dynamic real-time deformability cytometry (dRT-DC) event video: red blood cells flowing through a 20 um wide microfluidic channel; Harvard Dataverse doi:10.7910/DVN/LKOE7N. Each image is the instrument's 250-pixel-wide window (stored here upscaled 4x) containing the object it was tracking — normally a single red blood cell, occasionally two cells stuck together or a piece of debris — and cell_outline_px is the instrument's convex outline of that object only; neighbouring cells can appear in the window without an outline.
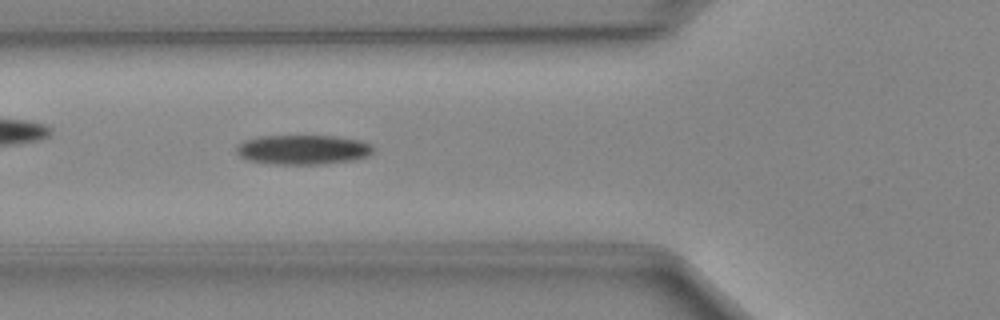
{"species": "Egyptian fruit bat (a non-hibernating species)", "species_latin": "Rousettus aegyptiacus", "temperature_condition": "cold", "stored_images_in_passage": 45, "camera_frame_rate_fps": 3000, "um_per_image_px": 0.085, "animal": {"sex": "female"}, "frame": {"image": 1, "passage_image": 16, "time_ms": 5.0, "image_size_px": [1000, 320], "cell_outline_px": [[372, 152], [368, 156], [352, 160], [324, 164], [272, 164], [248, 160], [240, 156], [236, 152], [236, 148], [244, 140], [256, 136], [336, 136], [360, 140], [372, 144]], "centroid_in_image_um": [25.74, 12.72], "position_along_channel_um": 100.1, "area_um2": 23.64}}
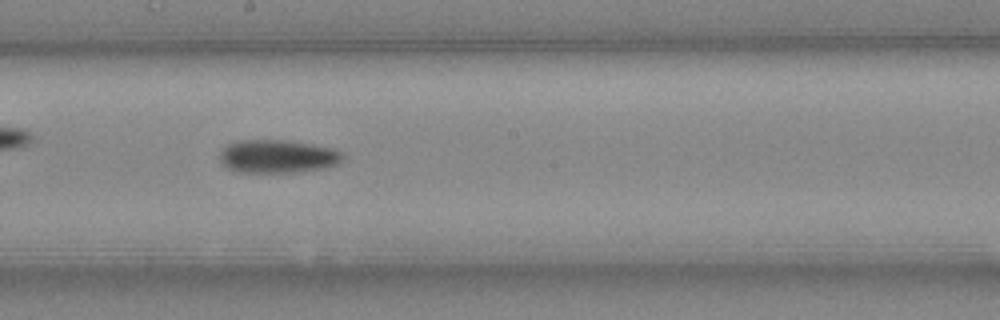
{"frame": {"image": 2, "passage_image": 25, "time_ms": 8.0, "image_size_px": [1000, 320], "cell_outline_px": [[344, 160], [340, 164], [324, 168], [300, 172], [236, 172], [228, 168], [220, 160], [220, 152], [228, 144], [236, 140], [288, 140], [312, 144], [332, 148], [344, 152]], "centroid_in_image_um": [23.65, 13.29], "position_along_channel_um": 224.5, "area_um2": 24.1}}
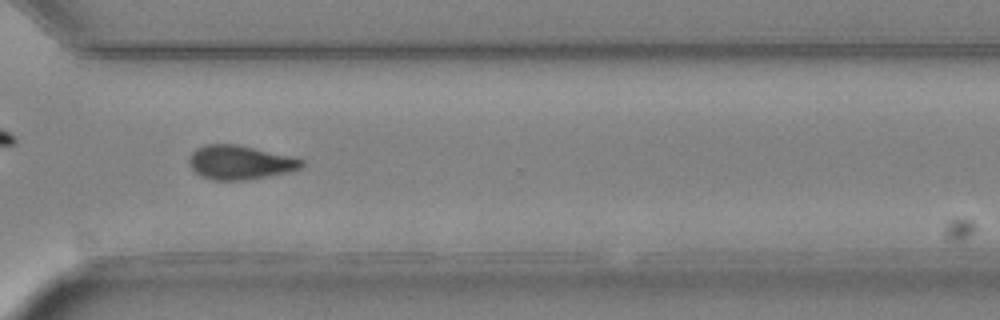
{"frame": {"image": 3, "passage_image": 34, "time_ms": 11.0, "image_size_px": [1000, 320], "cell_outline_px": [[304, 164], [300, 168], [288, 172], [248, 180], [212, 180], [200, 176], [188, 164], [188, 160], [192, 152], [196, 148], [204, 144], [236, 144], [296, 156], [304, 160]], "centroid_in_image_um": [20.41, 13.8], "position_along_channel_um": 350.2, "area_um2": 22.66}}